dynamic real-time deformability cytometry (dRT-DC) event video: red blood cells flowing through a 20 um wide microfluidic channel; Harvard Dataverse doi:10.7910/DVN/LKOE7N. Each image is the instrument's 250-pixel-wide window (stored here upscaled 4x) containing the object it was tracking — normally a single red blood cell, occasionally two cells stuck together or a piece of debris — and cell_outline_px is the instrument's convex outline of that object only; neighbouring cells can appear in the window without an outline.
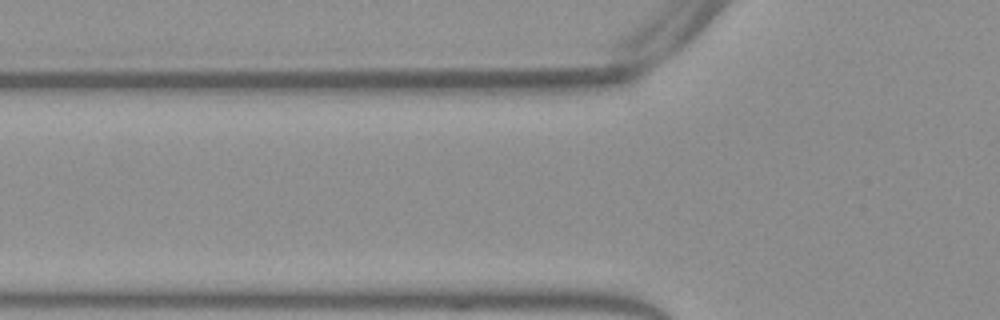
{"species": "Egyptian fruit bat (a non-hibernating species)", "species_latin": "Rousettus aegyptiacus", "temperature_condition": "warm", "stored_images_in_passage": 2, "camera_frame_rate_fps": 3000, "um_per_image_px": 0.085, "frame": {"image": 1, "passage_image": 2, "time_ms": 0.333, "image_size_px": [1000, 320], "cell_outline_px": [[188, 76], [172, 84], [64, 84], [44, 72], [188, 72]], "centroid_in_image_um": [10.06, 6.61], "position_along_channel_um": 115.7, "area_um2": 11.16}}